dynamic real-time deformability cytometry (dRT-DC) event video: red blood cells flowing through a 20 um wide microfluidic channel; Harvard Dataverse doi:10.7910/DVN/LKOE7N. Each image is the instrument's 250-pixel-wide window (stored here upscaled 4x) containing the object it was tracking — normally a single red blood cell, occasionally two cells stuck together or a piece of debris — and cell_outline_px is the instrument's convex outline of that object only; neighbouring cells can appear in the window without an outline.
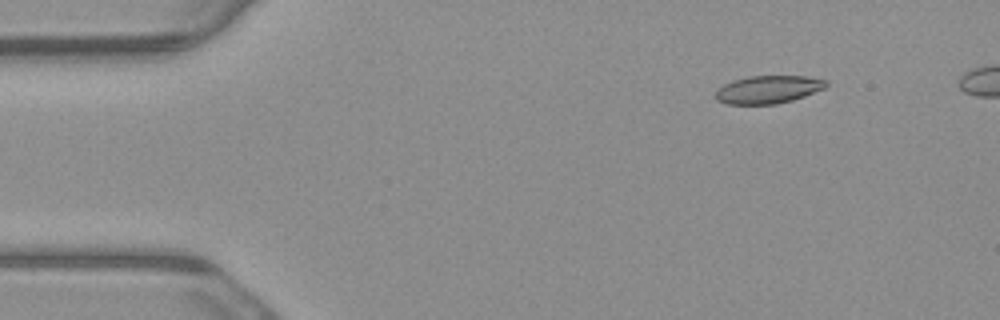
{"species": "common noctule bat (a hibernating species)", "species_latin": "Nyctalus noctula", "temperature_condition": "warm", "stored_images_in_passage": 5, "camera_frame_rate_fps": 3000, "um_per_image_px": 0.085, "animal": {"sex": "male", "body_mass_g": 23.1, "forearm_length_mm": 52.7}, "frame": {"image": 1, "passage_image": 2, "time_ms": 0.333, "image_size_px": [1000, 320], "cell_outline_px": [[828, 84], [824, 88], [804, 96], [792, 100], [776, 104], [724, 104], [716, 100], [716, 88], [732, 80], [748, 76], [808, 76], [828, 80]], "centroid_in_image_um": [65.27, 7.6], "position_along_channel_um": 19.7, "area_um2": 18.09}}